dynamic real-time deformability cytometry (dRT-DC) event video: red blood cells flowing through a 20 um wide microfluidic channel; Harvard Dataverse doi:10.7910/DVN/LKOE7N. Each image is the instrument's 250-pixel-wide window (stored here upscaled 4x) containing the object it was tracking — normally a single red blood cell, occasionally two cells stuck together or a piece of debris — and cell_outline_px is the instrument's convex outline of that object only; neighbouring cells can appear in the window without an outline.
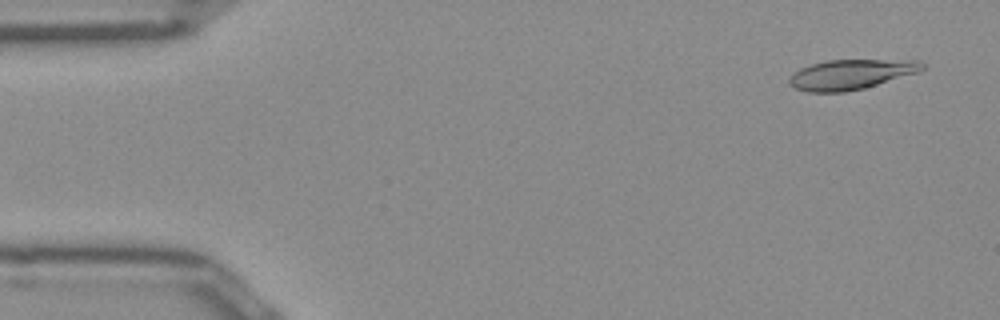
{"species": "Egyptian fruit bat (a non-hibernating species)", "species_latin": "Rousettus aegyptiacus", "temperature_condition": "room temperature", "stored_images_in_passage": 48, "camera_frame_rate_fps": 3000, "um_per_image_px": 0.085, "frame": {"image": 1, "passage_image": 3, "time_ms": 0.667, "image_size_px": [1000, 320], "cell_outline_px": [[924, 68], [920, 72], [864, 88], [844, 92], [808, 92], [796, 88], [788, 84], [788, 80], [800, 68], [812, 64], [828, 60], [920, 60], [924, 64]], "centroid_in_image_um": [72.36, 6.32], "position_along_channel_um": 12.6, "area_um2": 23.12}}
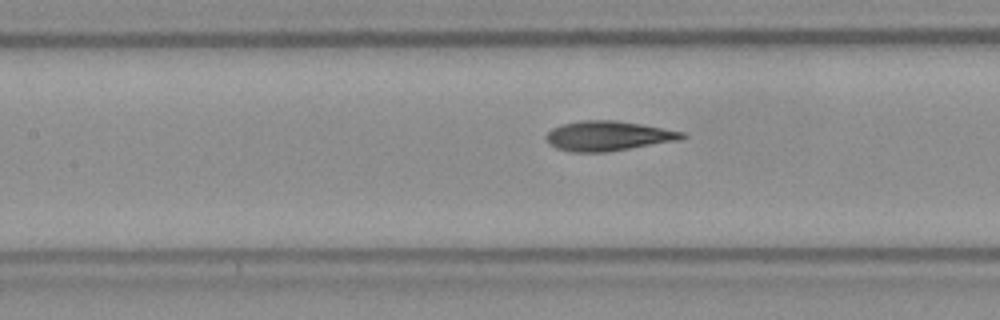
{"frame": {"image": 2, "passage_image": 22, "time_ms": 7.0, "image_size_px": [1000, 320], "cell_outline_px": [[688, 136], [680, 140], [604, 152], [568, 152], [556, 148], [548, 144], [544, 136], [552, 128], [564, 124], [580, 120], [616, 120], [640, 124], [684, 132]], "centroid_in_image_um": [51.65, 11.55], "position_along_channel_um": 155.8, "area_um2": 23.58}}
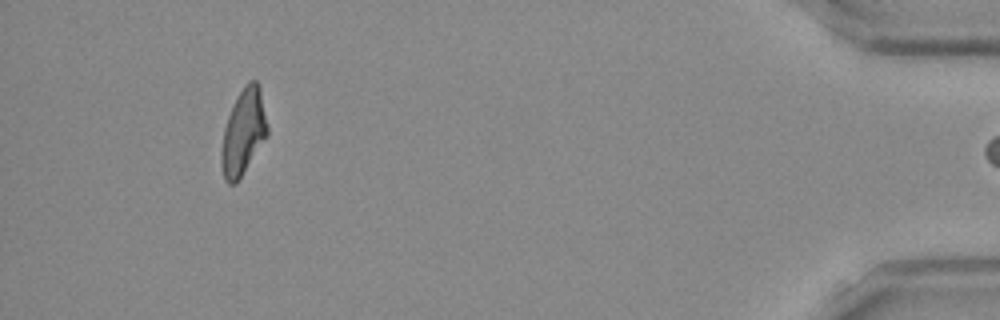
{"frame": {"image": 3, "passage_image": 47, "time_ms": 15.333, "image_size_px": [1000, 320], "cell_outline_px": [[268, 132], [236, 184], [228, 184], [224, 180], [220, 164], [220, 152], [224, 128], [232, 104], [244, 84], [248, 80], [256, 80], [260, 88], [268, 128]], "centroid_in_image_um": [20.65, 11.22], "position_along_channel_um": 414.6, "area_um2": 22.83}, "authors_computed_cell_mechanics": {"area_um2": 23.3512, "velocity_mm_per_s": 3.9636, "shape_relaxation_time_tau1_ms": 8.775, "shape_relaxation_time_tau2_ms": 1.7946, "deformation_change_tau1": 0.2325, "deformation_change_tau2": 0.0844}}